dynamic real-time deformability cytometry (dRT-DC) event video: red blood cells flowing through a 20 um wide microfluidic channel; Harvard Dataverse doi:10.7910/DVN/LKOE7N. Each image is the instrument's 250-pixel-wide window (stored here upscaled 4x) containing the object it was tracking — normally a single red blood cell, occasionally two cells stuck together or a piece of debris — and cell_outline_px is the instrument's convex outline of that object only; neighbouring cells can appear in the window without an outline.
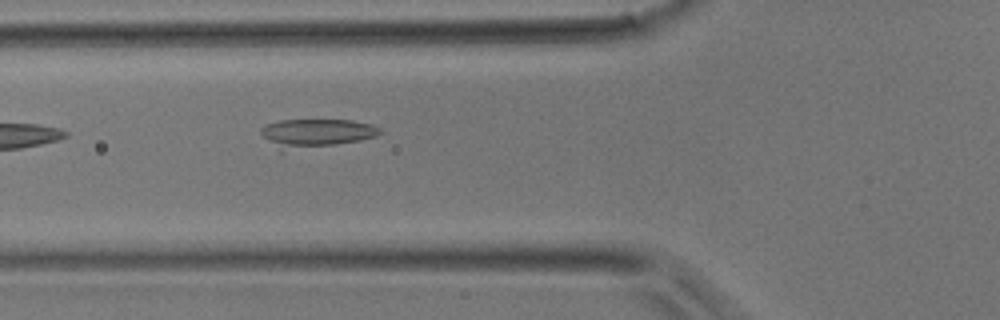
{"species": "common noctule bat (a hibernating species)", "species_latin": "Nyctalus noctula", "temperature_condition": "room temperature", "stored_images_in_passage": 5, "camera_frame_rate_fps": 3000, "um_per_image_px": 0.085, "animal": {"sex": "male", "body_mass_g": 17.9}, "frame": {"image": 1, "passage_image": 5, "time_ms": 6.333, "image_size_px": [1000, 320], "cell_outline_px": [[384, 132], [376, 136], [360, 140], [336, 144], [284, 152], [280, 152], [260, 132], [260, 128], [264, 124], [280, 120], [352, 120], [372, 124], [380, 128]], "centroid_in_image_um": [26.85, 11.32], "position_along_channel_um": 99.0, "area_um2": 20.0}}